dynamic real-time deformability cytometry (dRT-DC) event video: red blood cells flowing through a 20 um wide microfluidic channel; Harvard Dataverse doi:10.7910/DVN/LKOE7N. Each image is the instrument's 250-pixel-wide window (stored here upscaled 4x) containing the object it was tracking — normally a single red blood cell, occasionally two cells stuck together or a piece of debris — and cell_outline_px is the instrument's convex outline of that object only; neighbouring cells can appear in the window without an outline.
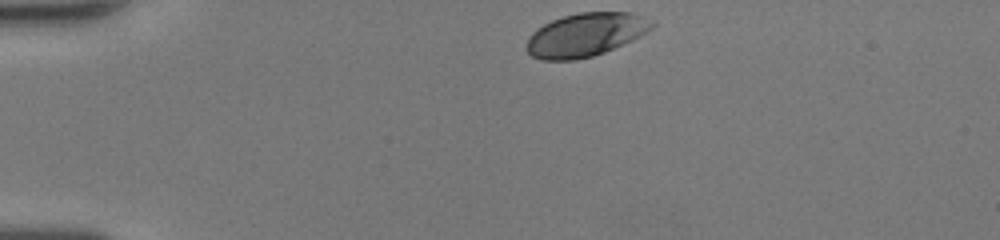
{"species": "human", "species_latin": "Homo sapiens", "temperature_condition": "room temperature", "stored_images_in_passage": 32, "camera_frame_rate_fps": 3000, "um_per_image_px": 0.085, "donor": {"sex": "female"}, "frame": {"image": 1, "passage_image": 1, "time_ms": 0.0, "image_size_px": [1000, 240], "cell_outline_px": [[656, 24], [652, 28], [640, 36], [604, 52], [592, 56], [572, 60], [540, 60], [532, 56], [524, 48], [532, 32], [544, 24], [552, 20], [564, 16], [580, 12], [628, 12]], "centroid_in_image_um": [49.71, 2.96], "position_along_channel_um": 35.3, "area_um2": 31.27}}
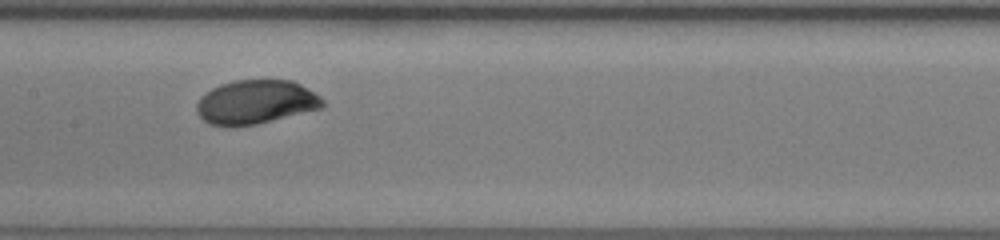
{"frame": {"image": 2, "passage_image": 16, "time_ms": 5.0, "image_size_px": [1000, 240], "cell_outline_px": [[324, 104], [320, 108], [256, 124], [228, 128], [208, 124], [196, 112], [196, 104], [200, 96], [212, 88], [220, 84], [236, 80], [292, 80], [300, 84], [320, 96], [324, 100]], "centroid_in_image_um": [21.68, 8.69], "position_along_channel_um": 185.7, "area_um2": 32.37}}
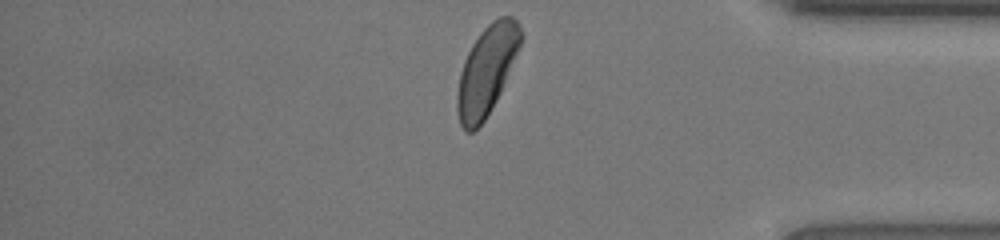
{"frame": {"image": 3, "passage_image": 32, "time_ms": 10.333, "image_size_px": [1000, 240], "cell_outline_px": [[524, 36], [500, 92], [496, 100], [484, 120], [472, 132], [464, 132], [460, 124], [456, 112], [456, 96], [460, 72], [464, 60], [472, 44], [480, 32], [492, 20], [500, 16], [512, 16], [516, 20]], "centroid_in_image_um": [41.34, 5.98], "position_along_channel_um": 393.9, "area_um2": 32.71}, "authors_computed_cell_mechanics": {"area_um2": 32.3969, "velocity_mm_per_s": 4.2751, "shape_relaxation_time_tau1_ms": 3.0404, "shape_relaxation_time_tau2_ms": null, "deformation_change_tau1": 0.1507, "deformation_change_tau2": null}}